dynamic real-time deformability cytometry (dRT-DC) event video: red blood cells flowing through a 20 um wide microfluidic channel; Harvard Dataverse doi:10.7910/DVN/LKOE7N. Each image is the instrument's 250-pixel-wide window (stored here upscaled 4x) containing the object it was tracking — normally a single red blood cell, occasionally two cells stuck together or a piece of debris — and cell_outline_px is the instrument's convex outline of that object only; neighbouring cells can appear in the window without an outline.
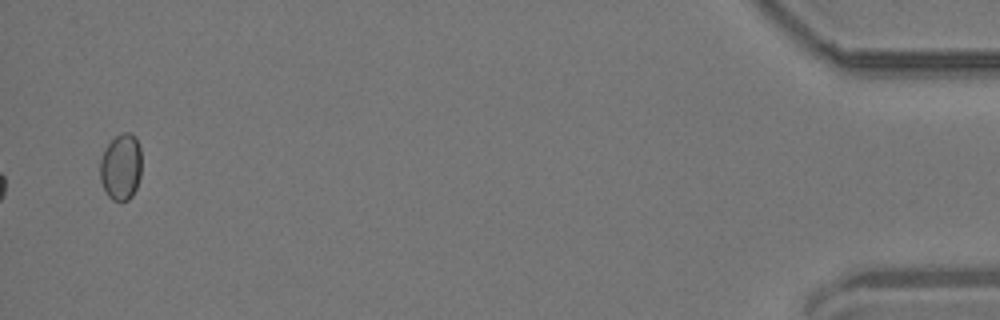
{"species": "common noctule bat (a hibernating species)", "species_latin": "Nyctalus noctula", "temperature_condition": "room temperature", "stored_images_in_passage": 14, "camera_frame_rate_fps": 3000, "um_per_image_px": 0.085, "animal": {"sex": "male", "body_mass_g": 19.2, "forearm_length_mm": 51.8}, "frame": {"image": 1, "passage_image": 14, "time_ms": 18.0, "image_size_px": [1000, 320], "cell_outline_px": [[140, 176], [136, 188], [132, 196], [128, 200], [120, 204], [112, 200], [108, 196], [100, 180], [100, 160], [104, 148], [116, 136], [124, 132], [128, 132], [136, 136], [140, 148]], "centroid_in_image_um": [10.27, 14.22], "position_along_channel_um": 424.9, "area_um2": 16.3}, "authors_computed_cell_mechanics": {"area_um2": 17.5134, "velocity_mm_per_s": 3.7039, "shape_relaxation_time_tau1_ms": 4.5966, "shape_relaxation_time_tau2_ms": null, "deformation_change_tau1": 0.1151, "deformation_change_tau2": null}}